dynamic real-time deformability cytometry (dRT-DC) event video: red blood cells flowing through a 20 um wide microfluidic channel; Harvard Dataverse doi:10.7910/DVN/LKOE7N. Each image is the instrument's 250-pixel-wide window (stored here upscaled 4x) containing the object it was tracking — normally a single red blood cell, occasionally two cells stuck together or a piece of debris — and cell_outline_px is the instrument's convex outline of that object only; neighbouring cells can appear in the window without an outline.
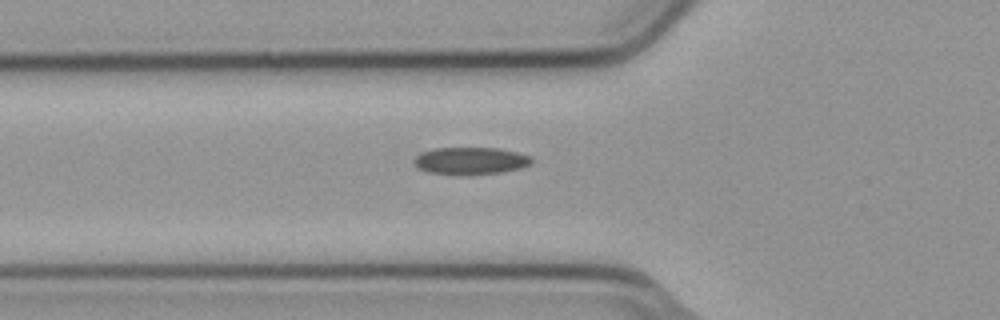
{"species": "common noctule bat (a hibernating species)", "species_latin": "Nyctalus noctula", "temperature_condition": "cold", "stored_images_in_passage": 6, "camera_frame_rate_fps": 3000, "um_per_image_px": 0.085, "animal": {"sex": "male", "body_mass_g": 23.1, "forearm_length_mm": 52.7}, "frame": {"image": 1, "passage_image": 6, "time_ms": 1.667, "image_size_px": [1000, 320], "cell_outline_px": [[532, 160], [528, 164], [520, 168], [500, 172], [428, 172], [416, 168], [412, 160], [420, 152], [432, 148], [496, 148], [516, 152], [528, 156]], "centroid_in_image_um": [39.91, 13.62], "position_along_channel_um": 85.9, "area_um2": 17.74}}